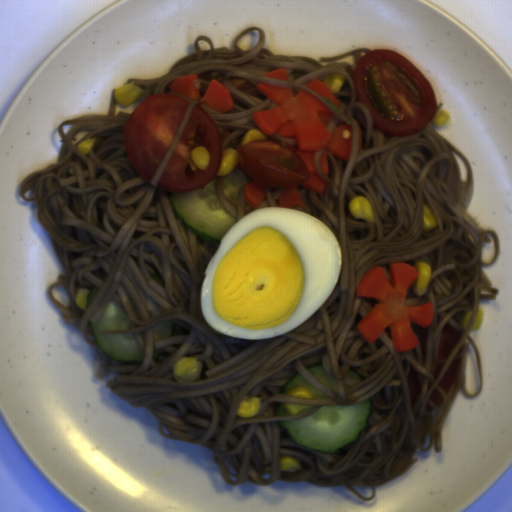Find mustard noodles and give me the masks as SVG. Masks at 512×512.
Masks as SVG:
<instances>
[{
  "mask_svg": "<svg viewBox=\"0 0 512 512\" xmlns=\"http://www.w3.org/2000/svg\"><path fill=\"white\" fill-rule=\"evenodd\" d=\"M264 28L238 31L234 48L215 47L211 37L197 36L194 52L173 61L166 74L154 78H130L146 89L137 101L122 107L111 90L106 114H89L58 124L60 151L55 164L25 175L19 197L37 205V217L50 239L61 249L68 276L59 275L48 296L62 322L91 343L99 360L98 381L109 373V389L134 408H145L158 420L161 434L193 446L207 448L214 456L227 485L247 481L271 486L276 482L309 481L315 487L346 486L361 501L372 502L377 485L398 477L418 462L416 449H443L442 426L459 393L476 397L483 388L479 347L470 330L482 299H496L494 287L483 266L497 262L500 239L492 227H481L467 211L474 191L472 165L468 157L435 130L432 122L406 136H392L378 128L371 113L359 101L353 76L358 61L373 51L354 49L317 60L305 56L273 54L264 47ZM241 58L222 60L241 54ZM252 59V64L233 66ZM287 69L289 81L262 77L275 69ZM222 72L223 85L235 107L217 112L203 103L173 92L177 78ZM341 74L346 82L337 109L326 98L306 86L313 78ZM233 76L246 79L255 89L241 91L230 83ZM291 88L294 96L310 93L335 113L327 124L330 135L342 124L353 125L352 150L345 162L330 149L315 151V165L329 182L323 194L298 186L303 211L324 222L334 233L342 254L339 283L319 309L289 332L275 338L246 340L217 333L201 311L200 289L204 269L218 243H210L182 228L175 220L166 191L158 181L189 121L195 106H202L214 119L220 133L231 132L224 148L237 145L257 111L277 108L263 96L256 82ZM127 82V83H128ZM166 93L190 102L187 112L163 160L150 180L133 167L123 146V127L134 109L148 96ZM91 133L77 141L78 131ZM89 136L96 137L88 155L76 149ZM327 150L329 177L320 159ZM364 195L375 211V222L352 217L348 203ZM423 202L433 210L438 225L421 229ZM428 262L432 278L427 293L417 296L413 284L407 289L406 306L432 302L430 327L412 323L420 343L409 351L396 352L387 326L375 341L359 335L358 324L379 303L357 297L363 275L381 266L389 280V265L406 262L413 266ZM159 272L165 288L150 274ZM108 278L100 279L104 273ZM99 288L83 310L75 303L78 287ZM162 306L165 313L149 318L144 295ZM129 320L126 331L134 333L143 356L141 364H127L108 357L97 345L90 322L102 315L111 299ZM471 311L464 329L460 320ZM175 323L172 337L155 335L153 327ZM446 322L462 332V339L445 360L438 357L440 332ZM165 352L153 359V348ZM183 356L203 362L193 382L176 380L172 364ZM462 356L457 387L447 395L439 386L452 360ZM338 362L344 366L340 372ZM445 363L435 381L431 363ZM335 377L339 392L304 367L321 364ZM414 366L422 390L413 409L408 392V373ZM367 376L356 381L346 375L349 367ZM299 373L325 392L329 399H307L278 394ZM429 379L433 388L427 392ZM342 383L352 385L343 388ZM445 402L430 400L434 389ZM244 396L263 400L258 414L242 418L236 414ZM374 404L369 427L358 442L337 454L314 451L296 443L279 420L310 415L328 404L351 406L368 399ZM316 405L291 416H273L278 403ZM426 403L433 406L426 413ZM301 462V471L279 469V457Z\"/></svg>",
  "mask_w": 512,
  "mask_h": 512,
  "instance_id": "mustard-noodles-1",
  "label": "mustard noodles"
},
{
  "mask_svg": "<svg viewBox=\"0 0 512 512\" xmlns=\"http://www.w3.org/2000/svg\"><path fill=\"white\" fill-rule=\"evenodd\" d=\"M443 103L442 101L436 104V114L440 111H442Z\"/></svg>",
  "mask_w": 512,
  "mask_h": 512,
  "instance_id": "mustard-noodles-2",
  "label": "mustard noodles"
}]
</instances>
